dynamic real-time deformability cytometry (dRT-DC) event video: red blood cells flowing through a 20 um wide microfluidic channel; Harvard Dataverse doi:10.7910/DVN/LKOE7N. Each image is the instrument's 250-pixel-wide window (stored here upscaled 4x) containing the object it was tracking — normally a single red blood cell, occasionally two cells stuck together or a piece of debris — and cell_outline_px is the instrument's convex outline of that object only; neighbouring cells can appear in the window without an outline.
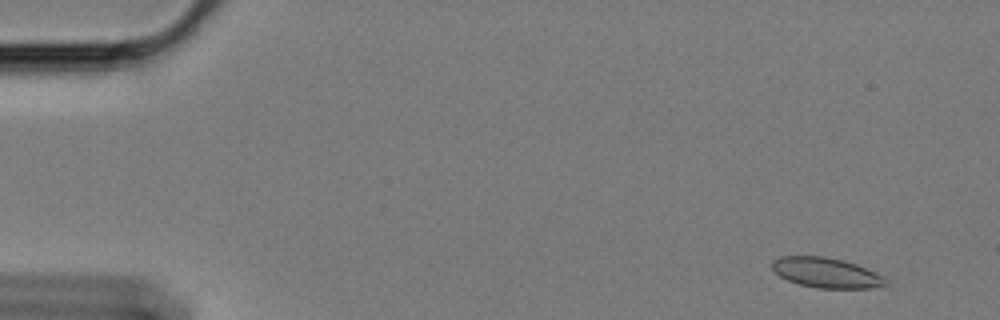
{"species": "Egyptian fruit bat (a non-hibernating species)", "species_latin": "Rousettus aegyptiacus", "temperature_condition": "cold", "stored_images_in_passage": 57, "camera_frame_rate_fps": 3000, "um_per_image_px": 0.085, "animal": {"sex": "female"}, "frame": {"image": 1, "passage_image": 2, "time_ms": 0.333, "image_size_px": [1000, 320], "cell_outline_px": [[888, 284], [872, 288], [816, 288], [800, 284], [788, 280], [780, 276], [772, 268], [772, 260], [780, 256], [824, 256], [844, 260], [856, 264], [884, 276], [888, 280]], "centroid_in_image_um": [70.25, 23.18], "position_along_channel_um": 14.8, "area_um2": 19.94}}
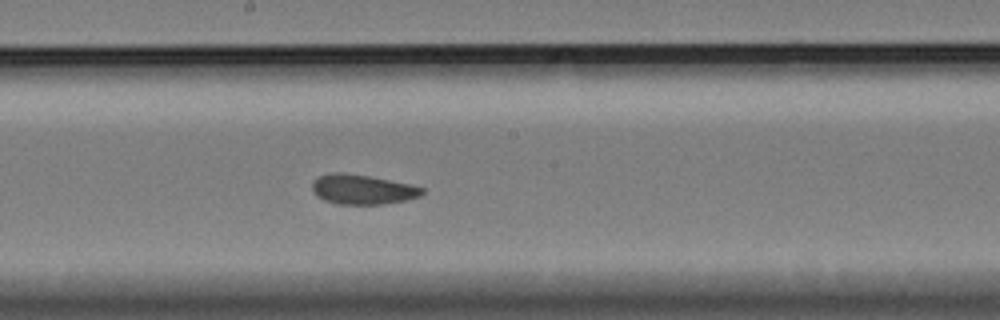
{"frame": {"image": 2, "passage_image": 30, "time_ms": 9.667, "image_size_px": [1000, 320], "cell_outline_px": [[424, 192], [420, 196], [404, 200], [384, 204], [336, 204], [324, 200], [316, 196], [312, 192], [312, 184], [320, 176], [332, 172], [340, 172], [368, 176], [412, 184], [424, 188]], "centroid_in_image_um": [30.8, 16.1], "position_along_channel_um": 217.4, "area_um2": 19.02}}
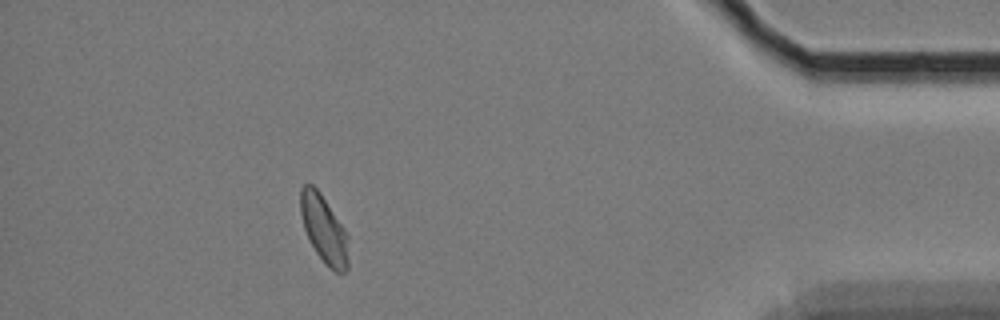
{"frame": {"image": 3, "passage_image": 51, "time_ms": 16.667, "image_size_px": [1000, 320], "cell_outline_px": [[348, 268], [344, 272], [336, 272], [316, 252], [304, 228], [300, 212], [300, 188], [304, 184], [312, 184], [320, 192], [344, 228], [348, 236]], "centroid_in_image_um": [27.53, 19.43], "position_along_channel_um": 407.7, "area_um2": 18.55}, "authors_computed_cell_mechanics": {"area_um2": 19.5364, "velocity_mm_per_s": 3.3895, "shape_relaxation_time_tau1_ms": 8.6308, "shape_relaxation_time_tau2_ms": 1.1735, "deformation_change_tau1": 0.1004, "deformation_change_tau2": 0.0531}}